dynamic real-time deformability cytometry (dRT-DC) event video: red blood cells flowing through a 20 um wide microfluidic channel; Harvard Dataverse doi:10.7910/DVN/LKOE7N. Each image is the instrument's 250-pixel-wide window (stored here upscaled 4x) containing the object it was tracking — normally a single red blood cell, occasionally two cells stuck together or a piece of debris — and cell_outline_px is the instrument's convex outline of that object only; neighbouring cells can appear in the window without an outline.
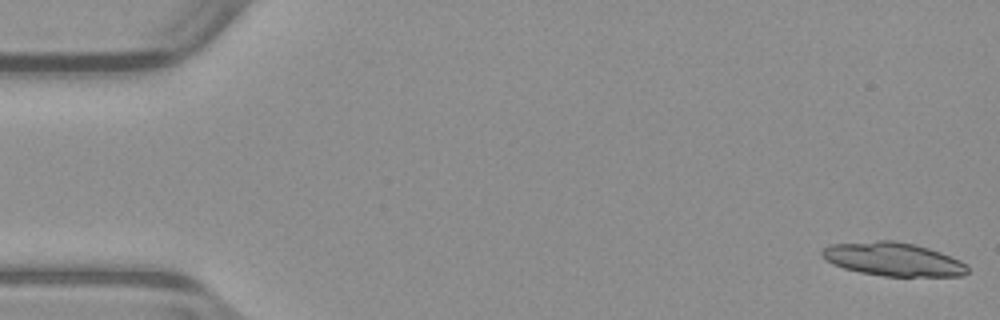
{"species": "common noctule bat (a hibernating species)", "species_latin": "Nyctalus noctula", "temperature_condition": "warm", "stored_images_in_passage": 51, "camera_frame_rate_fps": 3000, "um_per_image_px": 0.085, "animal": {"sex": "male", "body_mass_g": 23.1, "forearm_length_mm": 52.7}, "frame": {"image": 1, "passage_image": 1, "time_ms": 0.0, "image_size_px": [1000, 320], "cell_outline_px": [[968, 272], [964, 276], [884, 276], [860, 272], [844, 268], [832, 264], [820, 256], [820, 252], [828, 244], [880, 240], [892, 240], [912, 244], [928, 248], [940, 252], [960, 260], [968, 268]], "centroid_in_image_um": [75.88, 22.03], "position_along_channel_um": 9.1, "area_um2": 28.38}}
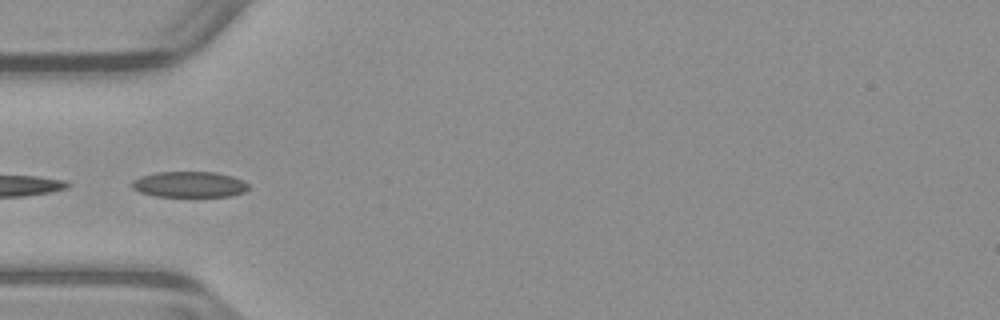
{"frame": {"image": 2, "passage_image": 17, "time_ms": 5.333, "image_size_px": [1000, 320], "cell_outline_px": [[248, 188], [244, 192], [232, 196], [156, 196], [140, 192], [132, 188], [132, 180], [140, 176], [156, 172], [216, 172], [232, 176], [248, 184]], "centroid_in_image_um": [16.07, 15.67], "position_along_channel_um": 68.9, "area_um2": 17.46}, "authors_computed_cell_mechanics": {"area_um2": 15.6638, "velocity_mm_per_s": 3.9299, "shape_relaxation_time_tau1_ms": 4.3976, "shape_relaxation_time_tau2_ms": null, "deformation_change_tau1": 0.1437, "deformation_change_tau2": null}}